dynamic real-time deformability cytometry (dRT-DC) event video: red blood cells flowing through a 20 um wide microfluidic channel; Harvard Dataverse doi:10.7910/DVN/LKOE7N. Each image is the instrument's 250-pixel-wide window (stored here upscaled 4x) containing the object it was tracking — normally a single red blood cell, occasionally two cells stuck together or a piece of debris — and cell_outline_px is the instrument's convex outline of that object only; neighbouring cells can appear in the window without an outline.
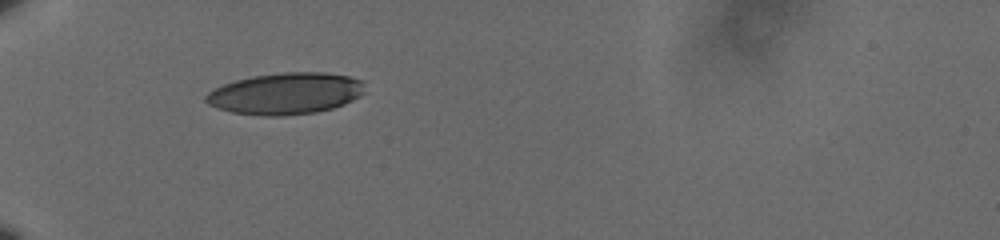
{"species": "human", "species_latin": "Homo sapiens", "temperature_condition": "cold", "stored_images_in_passage": 39, "camera_frame_rate_fps": 3000, "um_per_image_px": 0.085, "donor": {"sex": "male"}, "frame": {"image": 1, "passage_image": 1, "time_ms": 0.0, "image_size_px": [1000, 240], "cell_outline_px": [[364, 92], [360, 96], [344, 104], [332, 108], [316, 112], [284, 116], [264, 116], [232, 112], [216, 108], [208, 104], [204, 100], [204, 96], [208, 92], [224, 84], [236, 80], [252, 76], [284, 72], [324, 72], [348, 76], [364, 80]], "centroid_in_image_um": [24.28, 7.95], "position_along_channel_um": 60.7, "area_um2": 38.67}}
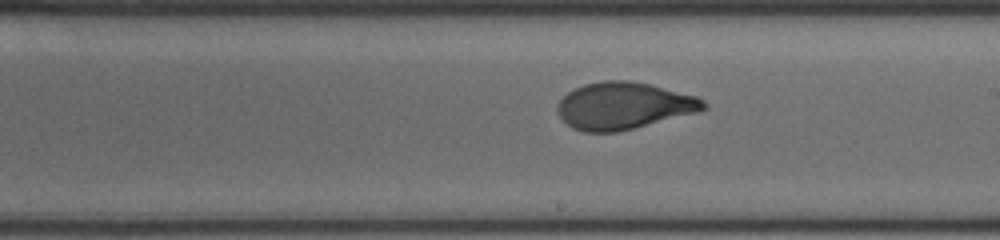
{"frame": {"image": 2, "passage_image": 17, "time_ms": 5.333, "image_size_px": [1000, 240], "cell_outline_px": [[708, 108], [696, 112], [616, 132], [584, 132], [572, 128], [560, 116], [556, 108], [560, 100], [568, 92], [584, 84], [600, 80], [628, 80], [652, 84], [696, 96], [704, 100], [708, 104]], "centroid_in_image_um": [53.01, 8.97], "position_along_channel_um": 236.0, "area_um2": 39.82}}
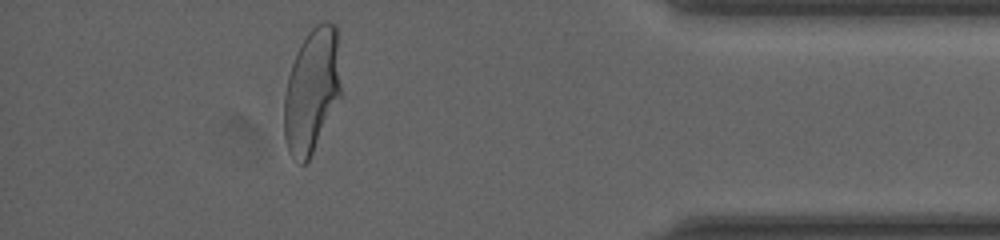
{"frame": {"image": 3, "passage_image": 34, "time_ms": 11.0, "image_size_px": [1000, 240], "cell_outline_px": [[340, 96], [308, 160], [304, 164], [300, 164], [288, 152], [284, 136], [284, 96], [288, 76], [296, 52], [300, 44], [308, 32], [316, 24], [324, 20], [328, 20], [336, 24], [340, 84]], "centroid_in_image_um": [26.48, 7.66], "position_along_channel_um": 408.7, "area_um2": 40.81}, "authors_computed_cell_mechanics": {"area_um2": 40.2866, "velocity_mm_per_s": 3.5911, "shape_relaxation_time_tau1_ms": 4.1808, "shape_relaxation_time_tau2_ms": null, "deformation_change_tau1": 0.187, "deformation_change_tau2": null}}